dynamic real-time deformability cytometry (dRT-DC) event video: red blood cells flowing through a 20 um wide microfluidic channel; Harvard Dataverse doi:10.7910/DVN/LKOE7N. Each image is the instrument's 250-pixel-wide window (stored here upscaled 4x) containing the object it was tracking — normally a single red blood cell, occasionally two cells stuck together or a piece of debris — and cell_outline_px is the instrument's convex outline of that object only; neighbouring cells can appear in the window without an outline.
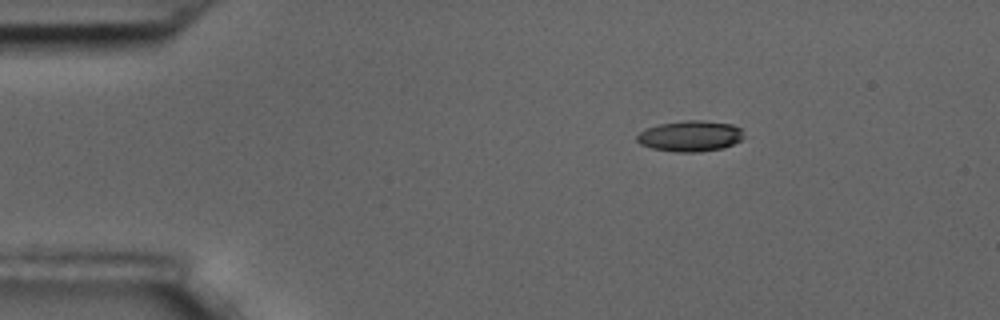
{"species": "common noctule bat (a hibernating species)", "species_latin": "Nyctalus noctula", "temperature_condition": "room temperature", "stored_images_in_passage": 49, "camera_frame_rate_fps": 3000, "um_per_image_px": 0.085, "animal": {"sex": "male", "body_mass_g": 17.5, "forearm_length_mm": 52.3}, "frame": {"image": 1, "passage_image": 1, "time_ms": 0.0, "image_size_px": [1000, 320], "cell_outline_px": [[744, 136], [740, 140], [732, 144], [720, 148], [700, 152], [676, 152], [652, 148], [640, 144], [636, 140], [636, 136], [644, 128], [660, 124], [684, 120], [700, 120], [732, 124], [740, 128]], "centroid_in_image_um": [58.63, 11.56], "position_along_channel_um": 26.4, "area_um2": 19.13}}
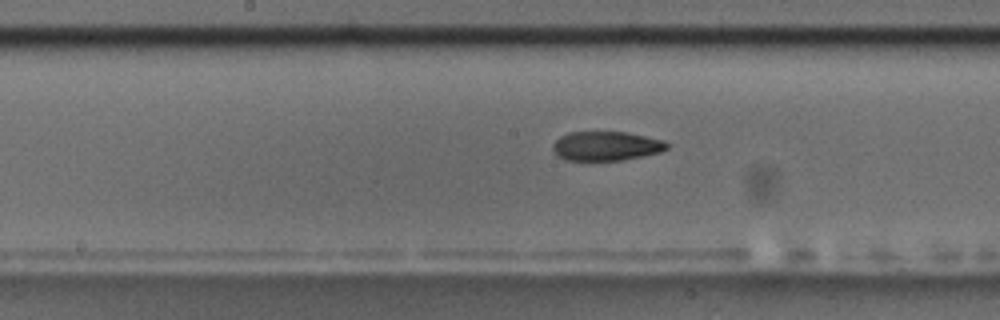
{"frame": {"image": 2, "passage_image": 21, "time_ms": 6.667, "image_size_px": [1000, 320], "cell_outline_px": [[668, 148], [660, 152], [624, 160], [564, 160], [556, 156], [552, 148], [552, 144], [560, 136], [568, 132], [628, 132], [664, 140], [668, 144]], "centroid_in_image_um": [51.5, 12.41], "position_along_channel_um": 196.7, "area_um2": 19.59}}
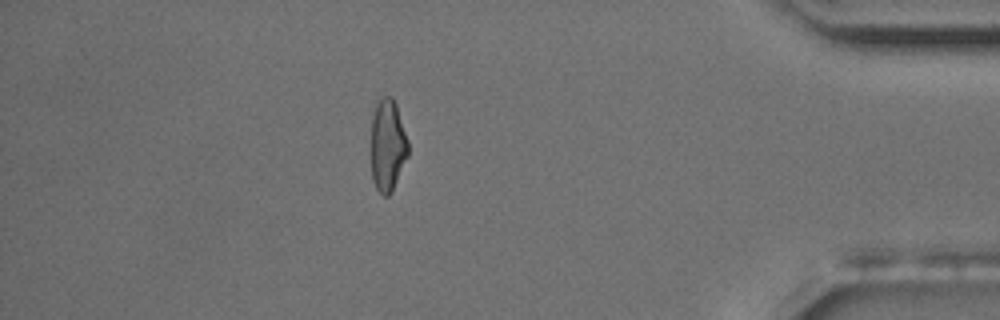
{"frame": {"image": 3, "passage_image": 42, "time_ms": 13.667, "image_size_px": [1000, 320], "cell_outline_px": [[408, 156], [392, 192], [388, 196], [384, 196], [376, 188], [372, 180], [368, 152], [372, 100], [380, 96], [392, 96], [396, 104], [408, 140]], "centroid_in_image_um": [32.86, 12.27], "position_along_channel_um": 402.3, "area_um2": 21.5}, "authors_computed_cell_mechanics": {"area_um2": 20.6346, "velocity_mm_per_s": 3.5249, "shape_relaxation_time_tau1_ms": 9.3692, "shape_relaxation_time_tau2_ms": 4.3599, "deformation_change_tau1": 0.2177, "deformation_change_tau2": 0.1188}}